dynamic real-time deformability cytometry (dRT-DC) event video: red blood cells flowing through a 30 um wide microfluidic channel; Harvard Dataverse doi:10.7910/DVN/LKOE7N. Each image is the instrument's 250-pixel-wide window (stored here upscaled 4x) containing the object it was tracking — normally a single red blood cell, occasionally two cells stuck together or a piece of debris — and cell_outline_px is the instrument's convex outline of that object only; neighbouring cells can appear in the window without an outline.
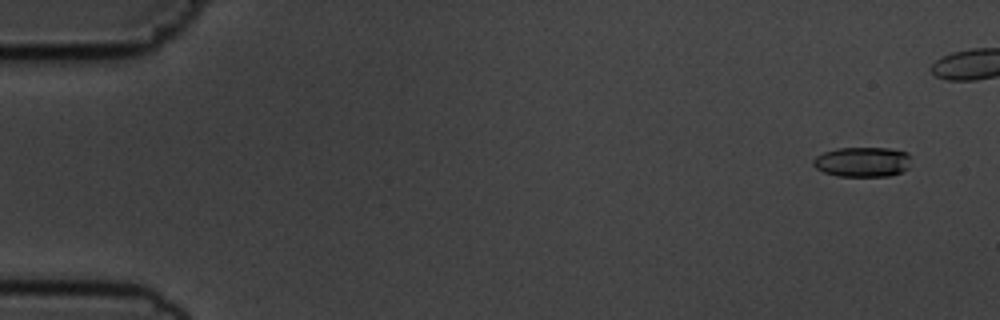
{"species": "common noctule bat (a hibernating species)", "species_latin": "Nyctalus noctula", "temperature_condition": "cold", "stored_images_in_passage": 45, "camera_frame_rate_fps": 3000, "um_per_image_px": 0.085, "animal": {"sex": "male", "body_mass_g": 19.5, "forearm_length_mm": 54.6}, "frame": {"image": 1, "passage_image": 2, "time_ms": 0.333, "image_size_px": [1000, 320], "cell_outline_px": [[912, 156], [908, 168], [900, 172], [888, 176], [836, 176], [824, 172], [816, 168], [812, 164], [812, 160], [816, 156], [824, 152], [836, 148], [888, 148], [908, 152]], "centroid_in_image_um": [73.32, 13.75], "position_along_channel_um": 11.7, "area_um2": 17.22}}
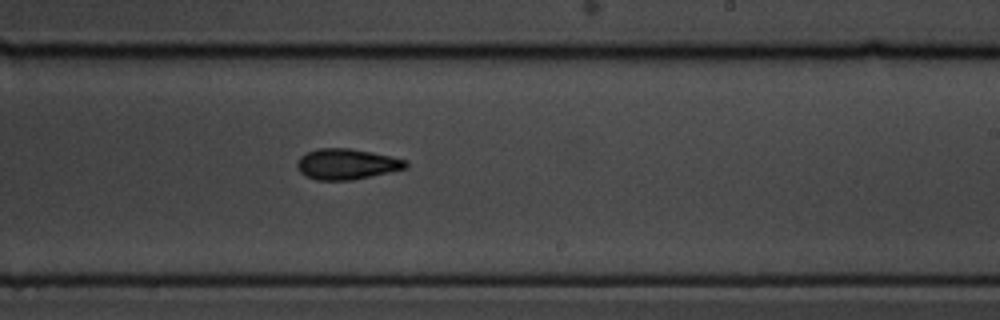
{"frame": {"image": 2, "passage_image": 33, "time_ms": 10.667, "image_size_px": [1000, 320], "cell_outline_px": [[408, 168], [352, 180], [316, 180], [304, 176], [296, 168], [296, 164], [300, 156], [308, 152], [320, 148], [348, 148], [372, 152], [408, 160]], "centroid_in_image_um": [29.46, 13.95], "position_along_channel_um": 259.5, "area_um2": 19.54}}
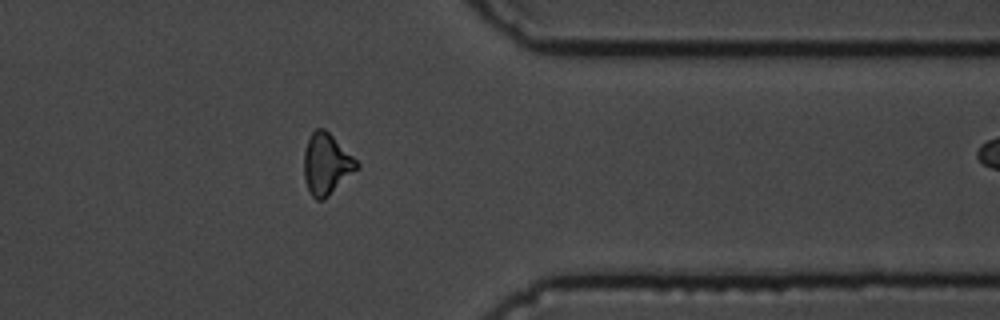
{"frame": {"image": 3, "passage_image": 44, "time_ms": 14.333, "image_size_px": [1000, 320], "cell_outline_px": [[360, 168], [324, 200], [316, 200], [312, 196], [304, 180], [304, 152], [308, 140], [312, 132], [316, 128], [324, 128], [360, 164]], "centroid_in_image_um": [27.75, 13.98], "position_along_channel_um": 383.6, "area_um2": 18.73}}